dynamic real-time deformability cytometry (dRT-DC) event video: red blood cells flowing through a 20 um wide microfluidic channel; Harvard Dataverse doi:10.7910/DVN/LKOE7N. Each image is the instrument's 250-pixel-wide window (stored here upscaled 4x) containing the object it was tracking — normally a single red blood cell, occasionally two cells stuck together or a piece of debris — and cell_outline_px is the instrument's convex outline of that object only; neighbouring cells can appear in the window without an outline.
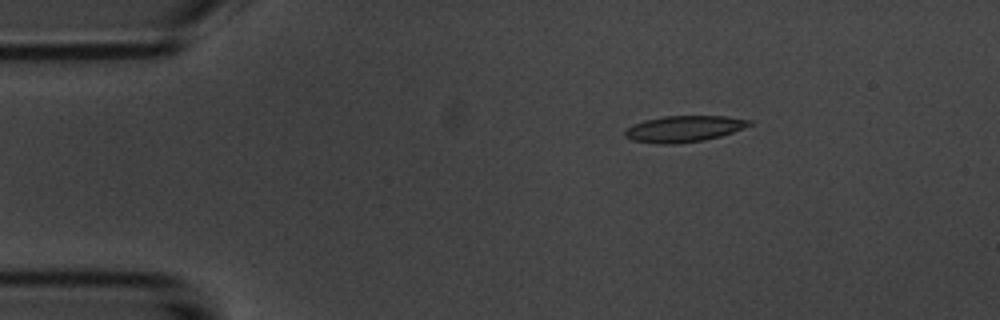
{"species": "common noctule bat (a hibernating species)", "species_latin": "Nyctalus noctula", "temperature_condition": "room temperature", "stored_images_in_passage": 5, "camera_frame_rate_fps": 3000, "um_per_image_px": 0.085, "animal": {"sex": "male", "body_mass_g": 20.1, "forearm_length_mm": 53.5}, "frame": {"image": 1, "passage_image": 3, "time_ms": 2.333, "image_size_px": [1000, 320], "cell_outline_px": [[756, 124], [720, 136], [704, 140], [672, 144], [656, 144], [632, 140], [624, 136], [624, 132], [632, 124], [644, 120], [664, 116], [728, 116], [752, 120]], "centroid_in_image_um": [58.16, 10.94], "position_along_channel_um": 26.8, "area_um2": 19.19}}
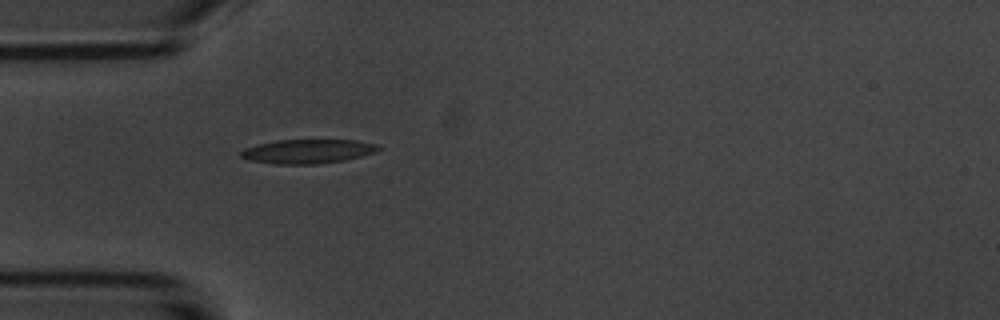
{"frame": {"image": 2, "passage_image": 5, "time_ms": 4.667, "image_size_px": [1000, 320], "cell_outline_px": [[380, 148], [376, 152], [344, 160], [316, 164], [276, 164], [248, 160], [240, 156], [240, 152], [244, 148], [256, 144], [276, 140], [356, 140], [376, 144]], "centroid_in_image_um": [26.11, 12.86], "position_along_channel_um": 58.9, "area_um2": 19.31}}